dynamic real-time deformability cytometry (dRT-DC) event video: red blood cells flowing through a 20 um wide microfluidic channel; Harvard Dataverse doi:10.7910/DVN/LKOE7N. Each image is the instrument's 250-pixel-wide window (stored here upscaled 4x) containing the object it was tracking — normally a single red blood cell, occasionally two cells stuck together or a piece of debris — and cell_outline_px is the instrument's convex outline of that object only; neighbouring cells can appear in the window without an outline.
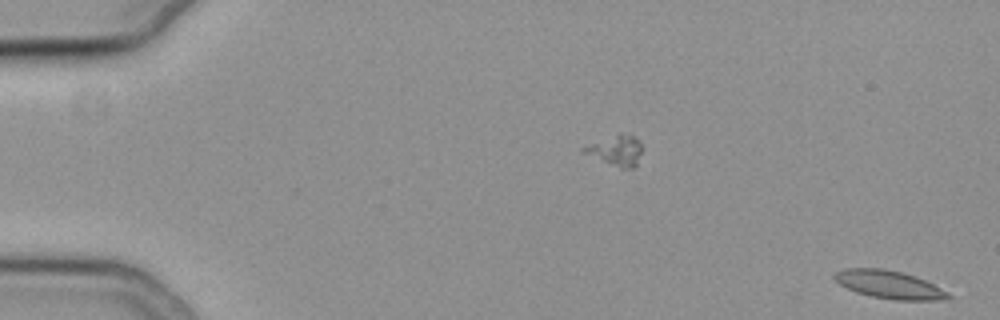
{"species": "common noctule bat (a hibernating species)", "species_latin": "Nyctalus noctula", "temperature_condition": "cold", "stored_images_in_passage": 7, "camera_frame_rate_fps": 3000, "um_per_image_px": 0.085, "animal": {"sex": "female", "body_mass_g": 19.3, "forearm_length_mm": 54.1}, "frame": {"image": 1, "passage_image": 1, "time_ms": 0.0, "image_size_px": [1000, 320], "cell_outline_px": [[952, 296], [944, 300], [896, 300], [872, 296], [856, 292], [840, 284], [832, 276], [836, 272], [844, 268], [884, 268], [900, 272], [924, 280], [948, 292]], "centroid_in_image_um": [75.56, 24.19], "position_along_channel_um": 9.4, "area_um2": 18.26}}